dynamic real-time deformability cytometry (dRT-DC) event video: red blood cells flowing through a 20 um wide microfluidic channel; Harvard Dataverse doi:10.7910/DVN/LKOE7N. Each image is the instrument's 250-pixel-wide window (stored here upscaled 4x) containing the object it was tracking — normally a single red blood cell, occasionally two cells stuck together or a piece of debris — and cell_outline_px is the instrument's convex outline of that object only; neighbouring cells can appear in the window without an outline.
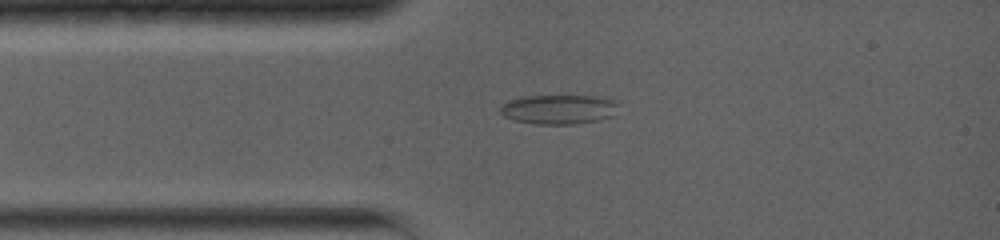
{"species": "common noctule bat (a hibernating species)", "species_latin": "Nyctalus noctula", "temperature_condition": "warm", "stored_images_in_passage": 2, "camera_frame_rate_fps": 5000, "um_per_image_px": 0.085, "animal": {"sex": "female", "body_mass_g": 19.0, "forearm_length_mm": 56.7}, "frame": {"image": 1, "passage_image": 1, "time_ms": 0.0, "image_size_px": [1000, 240], "cell_outline_px": [[616, 104], [612, 116], [596, 120], [576, 124], [536, 124], [516, 120], [504, 116], [500, 112], [500, 104], [508, 100], [528, 96], [604, 96], [612, 100]], "centroid_in_image_um": [47.44, 9.29], "position_along_channel_um": 37.6, "area_um2": 20.06}}